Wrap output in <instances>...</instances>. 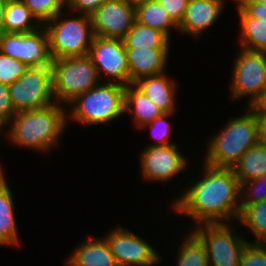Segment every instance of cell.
I'll return each mask as SVG.
<instances>
[{
  "instance_id": "e575fe53",
  "label": "cell",
  "mask_w": 266,
  "mask_h": 266,
  "mask_svg": "<svg viewBox=\"0 0 266 266\" xmlns=\"http://www.w3.org/2000/svg\"><path fill=\"white\" fill-rule=\"evenodd\" d=\"M236 4L251 18L266 23V6L257 0H236Z\"/></svg>"
},
{
  "instance_id": "1f68e13d",
  "label": "cell",
  "mask_w": 266,
  "mask_h": 266,
  "mask_svg": "<svg viewBox=\"0 0 266 266\" xmlns=\"http://www.w3.org/2000/svg\"><path fill=\"white\" fill-rule=\"evenodd\" d=\"M240 266H266V244L249 242L242 252Z\"/></svg>"
},
{
  "instance_id": "d6986e66",
  "label": "cell",
  "mask_w": 266,
  "mask_h": 266,
  "mask_svg": "<svg viewBox=\"0 0 266 266\" xmlns=\"http://www.w3.org/2000/svg\"><path fill=\"white\" fill-rule=\"evenodd\" d=\"M12 191L3 172L0 175V246L20 245Z\"/></svg>"
},
{
  "instance_id": "d6a6232c",
  "label": "cell",
  "mask_w": 266,
  "mask_h": 266,
  "mask_svg": "<svg viewBox=\"0 0 266 266\" xmlns=\"http://www.w3.org/2000/svg\"><path fill=\"white\" fill-rule=\"evenodd\" d=\"M105 1L107 0H64V4L69 11L91 16Z\"/></svg>"
},
{
  "instance_id": "30bf717a",
  "label": "cell",
  "mask_w": 266,
  "mask_h": 266,
  "mask_svg": "<svg viewBox=\"0 0 266 266\" xmlns=\"http://www.w3.org/2000/svg\"><path fill=\"white\" fill-rule=\"evenodd\" d=\"M0 52L28 67H50L49 40L42 25L28 33L4 32L0 36Z\"/></svg>"
},
{
  "instance_id": "f1b7e54d",
  "label": "cell",
  "mask_w": 266,
  "mask_h": 266,
  "mask_svg": "<svg viewBox=\"0 0 266 266\" xmlns=\"http://www.w3.org/2000/svg\"><path fill=\"white\" fill-rule=\"evenodd\" d=\"M241 204H255L266 200V174L248 180L240 186Z\"/></svg>"
},
{
  "instance_id": "e0dca14e",
  "label": "cell",
  "mask_w": 266,
  "mask_h": 266,
  "mask_svg": "<svg viewBox=\"0 0 266 266\" xmlns=\"http://www.w3.org/2000/svg\"><path fill=\"white\" fill-rule=\"evenodd\" d=\"M171 78V79H170ZM175 80L164 73L143 77L134 85L140 89L162 113L176 112V90Z\"/></svg>"
},
{
  "instance_id": "7a4b0ae2",
  "label": "cell",
  "mask_w": 266,
  "mask_h": 266,
  "mask_svg": "<svg viewBox=\"0 0 266 266\" xmlns=\"http://www.w3.org/2000/svg\"><path fill=\"white\" fill-rule=\"evenodd\" d=\"M63 107L67 108L55 102L46 108L16 112L9 121V129H4L6 136L14 146L41 153L56 148L68 124L67 110Z\"/></svg>"
},
{
  "instance_id": "8fae6325",
  "label": "cell",
  "mask_w": 266,
  "mask_h": 266,
  "mask_svg": "<svg viewBox=\"0 0 266 266\" xmlns=\"http://www.w3.org/2000/svg\"><path fill=\"white\" fill-rule=\"evenodd\" d=\"M88 56L91 58L102 82L104 80L102 74H104L107 77L105 82H116L124 86L130 84L126 48L123 40L94 36Z\"/></svg>"
},
{
  "instance_id": "ffe728a7",
  "label": "cell",
  "mask_w": 266,
  "mask_h": 266,
  "mask_svg": "<svg viewBox=\"0 0 266 266\" xmlns=\"http://www.w3.org/2000/svg\"><path fill=\"white\" fill-rule=\"evenodd\" d=\"M132 112V113H130ZM124 113L132 114L136 126L141 129L155 118L161 116L162 111L134 84L125 86Z\"/></svg>"
},
{
  "instance_id": "8992f818",
  "label": "cell",
  "mask_w": 266,
  "mask_h": 266,
  "mask_svg": "<svg viewBox=\"0 0 266 266\" xmlns=\"http://www.w3.org/2000/svg\"><path fill=\"white\" fill-rule=\"evenodd\" d=\"M50 68L54 99L65 106L101 83L88 55L54 59Z\"/></svg>"
},
{
  "instance_id": "7402d4cb",
  "label": "cell",
  "mask_w": 266,
  "mask_h": 266,
  "mask_svg": "<svg viewBox=\"0 0 266 266\" xmlns=\"http://www.w3.org/2000/svg\"><path fill=\"white\" fill-rule=\"evenodd\" d=\"M240 47L254 52L266 53V23L249 17L238 5Z\"/></svg>"
},
{
  "instance_id": "44dd1931",
  "label": "cell",
  "mask_w": 266,
  "mask_h": 266,
  "mask_svg": "<svg viewBox=\"0 0 266 266\" xmlns=\"http://www.w3.org/2000/svg\"><path fill=\"white\" fill-rule=\"evenodd\" d=\"M135 21L163 32L169 39L173 27L178 31V25L157 0L135 2Z\"/></svg>"
},
{
  "instance_id": "4dcf8cb0",
  "label": "cell",
  "mask_w": 266,
  "mask_h": 266,
  "mask_svg": "<svg viewBox=\"0 0 266 266\" xmlns=\"http://www.w3.org/2000/svg\"><path fill=\"white\" fill-rule=\"evenodd\" d=\"M174 113H163L161 116L155 118L152 120L149 124H146L142 127L149 128L152 134V137L157 141L155 143H151L148 146H166V145H172L175 143H172L170 140V135L172 132L171 124L168 122L169 116L171 117Z\"/></svg>"
},
{
  "instance_id": "60d3db41",
  "label": "cell",
  "mask_w": 266,
  "mask_h": 266,
  "mask_svg": "<svg viewBox=\"0 0 266 266\" xmlns=\"http://www.w3.org/2000/svg\"><path fill=\"white\" fill-rule=\"evenodd\" d=\"M257 1L266 6V0H257Z\"/></svg>"
},
{
  "instance_id": "8d00e7d4",
  "label": "cell",
  "mask_w": 266,
  "mask_h": 266,
  "mask_svg": "<svg viewBox=\"0 0 266 266\" xmlns=\"http://www.w3.org/2000/svg\"><path fill=\"white\" fill-rule=\"evenodd\" d=\"M256 115H266V87L254 102L248 106Z\"/></svg>"
},
{
  "instance_id": "ac0fdd59",
  "label": "cell",
  "mask_w": 266,
  "mask_h": 266,
  "mask_svg": "<svg viewBox=\"0 0 266 266\" xmlns=\"http://www.w3.org/2000/svg\"><path fill=\"white\" fill-rule=\"evenodd\" d=\"M81 243L68 256L65 266H118L105 237Z\"/></svg>"
},
{
  "instance_id": "9a60e30c",
  "label": "cell",
  "mask_w": 266,
  "mask_h": 266,
  "mask_svg": "<svg viewBox=\"0 0 266 266\" xmlns=\"http://www.w3.org/2000/svg\"><path fill=\"white\" fill-rule=\"evenodd\" d=\"M224 5L225 0H189L178 31L195 38L201 37L208 27L215 24L225 8Z\"/></svg>"
},
{
  "instance_id": "9c48e42d",
  "label": "cell",
  "mask_w": 266,
  "mask_h": 266,
  "mask_svg": "<svg viewBox=\"0 0 266 266\" xmlns=\"http://www.w3.org/2000/svg\"><path fill=\"white\" fill-rule=\"evenodd\" d=\"M236 56L230 96L233 100L249 97L250 106L266 87V53L241 49Z\"/></svg>"
},
{
  "instance_id": "ba28073f",
  "label": "cell",
  "mask_w": 266,
  "mask_h": 266,
  "mask_svg": "<svg viewBox=\"0 0 266 266\" xmlns=\"http://www.w3.org/2000/svg\"><path fill=\"white\" fill-rule=\"evenodd\" d=\"M8 89L16 112L46 108L56 102L50 67H29Z\"/></svg>"
},
{
  "instance_id": "f35d334b",
  "label": "cell",
  "mask_w": 266,
  "mask_h": 266,
  "mask_svg": "<svg viewBox=\"0 0 266 266\" xmlns=\"http://www.w3.org/2000/svg\"><path fill=\"white\" fill-rule=\"evenodd\" d=\"M8 0H0V36L5 32L4 27V14Z\"/></svg>"
},
{
  "instance_id": "cb8c5ba5",
  "label": "cell",
  "mask_w": 266,
  "mask_h": 266,
  "mask_svg": "<svg viewBox=\"0 0 266 266\" xmlns=\"http://www.w3.org/2000/svg\"><path fill=\"white\" fill-rule=\"evenodd\" d=\"M42 25L21 0H8L4 14L5 32L28 33Z\"/></svg>"
},
{
  "instance_id": "3957f363",
  "label": "cell",
  "mask_w": 266,
  "mask_h": 266,
  "mask_svg": "<svg viewBox=\"0 0 266 266\" xmlns=\"http://www.w3.org/2000/svg\"><path fill=\"white\" fill-rule=\"evenodd\" d=\"M247 108L245 114L228 119L224 128L209 139L203 163L232 168L247 150L259 142L257 115Z\"/></svg>"
},
{
  "instance_id": "836d02e7",
  "label": "cell",
  "mask_w": 266,
  "mask_h": 266,
  "mask_svg": "<svg viewBox=\"0 0 266 266\" xmlns=\"http://www.w3.org/2000/svg\"><path fill=\"white\" fill-rule=\"evenodd\" d=\"M171 19L179 25L184 17L189 0H157Z\"/></svg>"
},
{
  "instance_id": "484cf974",
  "label": "cell",
  "mask_w": 266,
  "mask_h": 266,
  "mask_svg": "<svg viewBox=\"0 0 266 266\" xmlns=\"http://www.w3.org/2000/svg\"><path fill=\"white\" fill-rule=\"evenodd\" d=\"M238 220L254 235V243L266 244V200L255 204H241Z\"/></svg>"
},
{
  "instance_id": "d590c367",
  "label": "cell",
  "mask_w": 266,
  "mask_h": 266,
  "mask_svg": "<svg viewBox=\"0 0 266 266\" xmlns=\"http://www.w3.org/2000/svg\"><path fill=\"white\" fill-rule=\"evenodd\" d=\"M8 87V85L0 82V120L5 123L6 126L16 113L10 100Z\"/></svg>"
},
{
  "instance_id": "d4e9b609",
  "label": "cell",
  "mask_w": 266,
  "mask_h": 266,
  "mask_svg": "<svg viewBox=\"0 0 266 266\" xmlns=\"http://www.w3.org/2000/svg\"><path fill=\"white\" fill-rule=\"evenodd\" d=\"M170 40L163 32L134 21L123 42L125 48H169Z\"/></svg>"
},
{
  "instance_id": "6da1fadb",
  "label": "cell",
  "mask_w": 266,
  "mask_h": 266,
  "mask_svg": "<svg viewBox=\"0 0 266 266\" xmlns=\"http://www.w3.org/2000/svg\"><path fill=\"white\" fill-rule=\"evenodd\" d=\"M202 177L174 198L177 213L187 215L195 224L229 223L238 220L241 209L239 180L233 168L213 167L206 163ZM226 221V222H225Z\"/></svg>"
},
{
  "instance_id": "7c38bea8",
  "label": "cell",
  "mask_w": 266,
  "mask_h": 266,
  "mask_svg": "<svg viewBox=\"0 0 266 266\" xmlns=\"http://www.w3.org/2000/svg\"><path fill=\"white\" fill-rule=\"evenodd\" d=\"M104 237L118 266H152L161 260L153 246L123 226L115 227Z\"/></svg>"
},
{
  "instance_id": "52a82bcc",
  "label": "cell",
  "mask_w": 266,
  "mask_h": 266,
  "mask_svg": "<svg viewBox=\"0 0 266 266\" xmlns=\"http://www.w3.org/2000/svg\"><path fill=\"white\" fill-rule=\"evenodd\" d=\"M230 223L200 224L191 230L203 243L209 266H240L242 252L252 240L233 233Z\"/></svg>"
},
{
  "instance_id": "83f0119b",
  "label": "cell",
  "mask_w": 266,
  "mask_h": 266,
  "mask_svg": "<svg viewBox=\"0 0 266 266\" xmlns=\"http://www.w3.org/2000/svg\"><path fill=\"white\" fill-rule=\"evenodd\" d=\"M26 7L30 10L31 14L36 20L44 25L58 14L62 9L64 10L65 4L63 0H21Z\"/></svg>"
},
{
  "instance_id": "4316f807",
  "label": "cell",
  "mask_w": 266,
  "mask_h": 266,
  "mask_svg": "<svg viewBox=\"0 0 266 266\" xmlns=\"http://www.w3.org/2000/svg\"><path fill=\"white\" fill-rule=\"evenodd\" d=\"M177 250L176 266H209L206 250L201 240L190 232Z\"/></svg>"
},
{
  "instance_id": "4fadbf2b",
  "label": "cell",
  "mask_w": 266,
  "mask_h": 266,
  "mask_svg": "<svg viewBox=\"0 0 266 266\" xmlns=\"http://www.w3.org/2000/svg\"><path fill=\"white\" fill-rule=\"evenodd\" d=\"M94 36L123 40L135 21L132 0H107L90 16Z\"/></svg>"
},
{
  "instance_id": "f546056e",
  "label": "cell",
  "mask_w": 266,
  "mask_h": 266,
  "mask_svg": "<svg viewBox=\"0 0 266 266\" xmlns=\"http://www.w3.org/2000/svg\"><path fill=\"white\" fill-rule=\"evenodd\" d=\"M29 67L21 61L0 52V82L11 85L20 79Z\"/></svg>"
},
{
  "instance_id": "277c9868",
  "label": "cell",
  "mask_w": 266,
  "mask_h": 266,
  "mask_svg": "<svg viewBox=\"0 0 266 266\" xmlns=\"http://www.w3.org/2000/svg\"><path fill=\"white\" fill-rule=\"evenodd\" d=\"M124 105L125 86L116 82H101L68 104L70 111H67V119L89 126L106 124L124 114Z\"/></svg>"
},
{
  "instance_id": "5bb4252c",
  "label": "cell",
  "mask_w": 266,
  "mask_h": 266,
  "mask_svg": "<svg viewBox=\"0 0 266 266\" xmlns=\"http://www.w3.org/2000/svg\"><path fill=\"white\" fill-rule=\"evenodd\" d=\"M185 157L176 144L146 146L139 158L141 176L147 181L166 183L186 168L188 161Z\"/></svg>"
},
{
  "instance_id": "74e56055",
  "label": "cell",
  "mask_w": 266,
  "mask_h": 266,
  "mask_svg": "<svg viewBox=\"0 0 266 266\" xmlns=\"http://www.w3.org/2000/svg\"><path fill=\"white\" fill-rule=\"evenodd\" d=\"M259 124V142L266 145V115H257Z\"/></svg>"
},
{
  "instance_id": "603a6c76",
  "label": "cell",
  "mask_w": 266,
  "mask_h": 266,
  "mask_svg": "<svg viewBox=\"0 0 266 266\" xmlns=\"http://www.w3.org/2000/svg\"><path fill=\"white\" fill-rule=\"evenodd\" d=\"M232 168L240 184L265 175L266 145L258 142L247 150Z\"/></svg>"
},
{
  "instance_id": "ab89813d",
  "label": "cell",
  "mask_w": 266,
  "mask_h": 266,
  "mask_svg": "<svg viewBox=\"0 0 266 266\" xmlns=\"http://www.w3.org/2000/svg\"><path fill=\"white\" fill-rule=\"evenodd\" d=\"M6 126V124L5 123H3L1 120H0V132H2V130L4 129V127ZM0 169H2L3 170V168L0 166Z\"/></svg>"
},
{
  "instance_id": "2e32d148",
  "label": "cell",
  "mask_w": 266,
  "mask_h": 266,
  "mask_svg": "<svg viewBox=\"0 0 266 266\" xmlns=\"http://www.w3.org/2000/svg\"><path fill=\"white\" fill-rule=\"evenodd\" d=\"M170 48H126L130 84L165 72Z\"/></svg>"
},
{
  "instance_id": "5b68a950",
  "label": "cell",
  "mask_w": 266,
  "mask_h": 266,
  "mask_svg": "<svg viewBox=\"0 0 266 266\" xmlns=\"http://www.w3.org/2000/svg\"><path fill=\"white\" fill-rule=\"evenodd\" d=\"M63 14L61 12L43 25L48 35L52 60L88 55L94 37L90 16L78 14L76 18L62 20Z\"/></svg>"
}]
</instances>
